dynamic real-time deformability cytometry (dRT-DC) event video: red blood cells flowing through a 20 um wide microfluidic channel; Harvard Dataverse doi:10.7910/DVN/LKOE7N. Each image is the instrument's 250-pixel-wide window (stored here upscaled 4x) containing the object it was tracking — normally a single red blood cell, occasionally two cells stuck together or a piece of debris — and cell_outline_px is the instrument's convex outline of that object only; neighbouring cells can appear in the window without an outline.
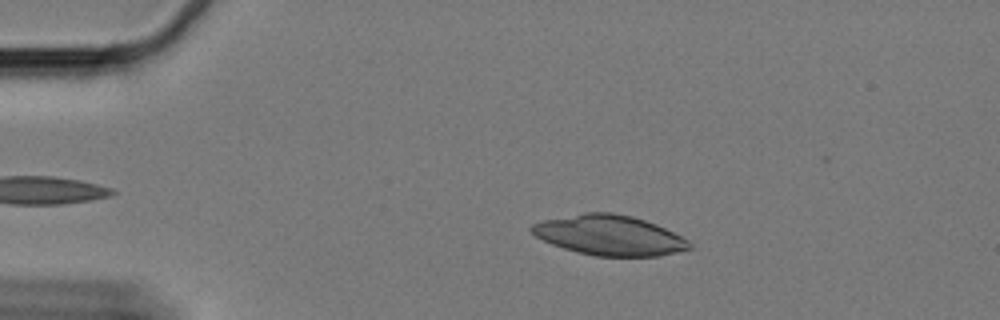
{"species": "Egyptian fruit bat (a non-hibernating species)", "species_latin": "Rousettus aegyptiacus", "temperature_condition": "cold", "stored_images_in_passage": 46, "camera_frame_rate_fps": 3000, "um_per_image_px": 0.085, "animal": {"sex": "female"}, "frame": {"image": 1, "passage_image": 11, "time_ms": 3.333, "image_size_px": [1000, 320], "cell_outline_px": [[692, 248], [656, 256], [596, 256], [576, 252], [552, 244], [536, 236], [528, 228], [532, 224], [544, 220], [584, 212], [612, 212], [632, 216], [656, 224], [688, 240], [692, 244]], "centroid_in_image_um": [51.78, 19.99], "position_along_channel_um": 33.2, "area_um2": 36.59}}